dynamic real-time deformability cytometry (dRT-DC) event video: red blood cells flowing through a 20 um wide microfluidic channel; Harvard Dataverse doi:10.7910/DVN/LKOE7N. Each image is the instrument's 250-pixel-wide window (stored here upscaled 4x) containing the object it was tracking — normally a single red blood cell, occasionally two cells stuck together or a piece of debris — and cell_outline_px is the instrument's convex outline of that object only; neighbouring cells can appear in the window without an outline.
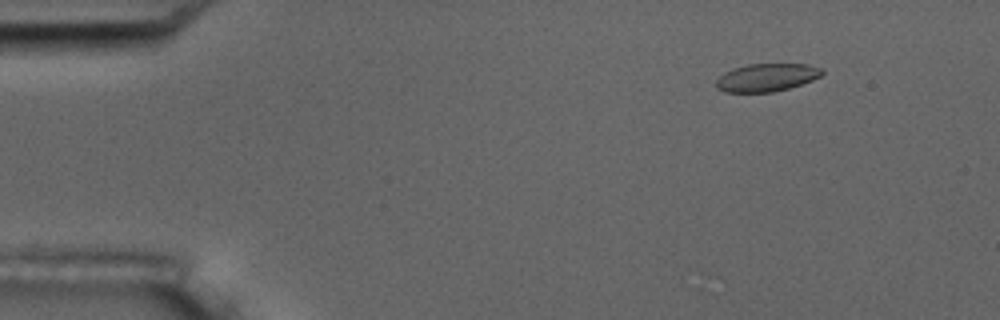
{"species": "common noctule bat (a hibernating species)", "species_latin": "Nyctalus noctula", "temperature_condition": "room temperature", "stored_images_in_passage": 5, "camera_frame_rate_fps": 3000, "um_per_image_px": 0.085, "animal": {"sex": "male", "body_mass_g": 17.5, "forearm_length_mm": 52.3}, "frame": {"image": 1, "passage_image": 2, "time_ms": 1.333, "image_size_px": [1000, 320], "cell_outline_px": [[824, 72], [820, 76], [812, 80], [788, 88], [772, 92], [724, 92], [716, 88], [716, 80], [724, 72], [732, 68], [748, 64], [808, 64], [820, 68]], "centroid_in_image_um": [65.13, 6.58], "position_along_channel_um": 19.9, "area_um2": 17.17}}
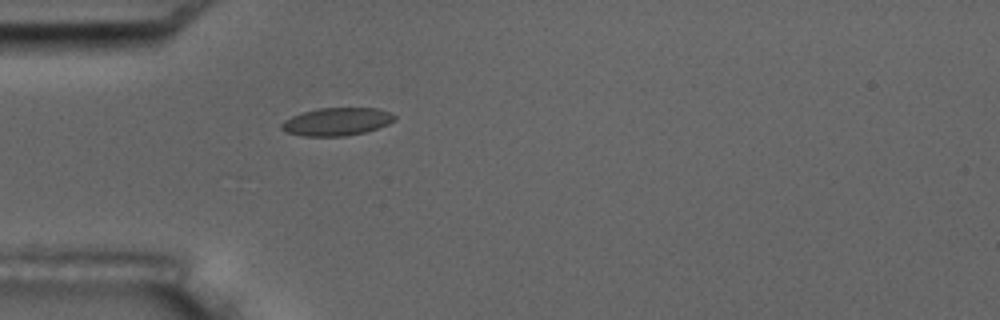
{"frame": {"image": 2, "passage_image": 5, "time_ms": 4.667, "image_size_px": [1000, 320], "cell_outline_px": [[396, 116], [388, 124], [364, 132], [344, 136], [300, 136], [284, 132], [280, 128], [280, 124], [284, 120], [300, 112], [320, 108], [376, 108], [388, 112]], "centroid_in_image_um": [28.54, 10.34], "position_along_channel_um": 56.5, "area_um2": 18.32}}